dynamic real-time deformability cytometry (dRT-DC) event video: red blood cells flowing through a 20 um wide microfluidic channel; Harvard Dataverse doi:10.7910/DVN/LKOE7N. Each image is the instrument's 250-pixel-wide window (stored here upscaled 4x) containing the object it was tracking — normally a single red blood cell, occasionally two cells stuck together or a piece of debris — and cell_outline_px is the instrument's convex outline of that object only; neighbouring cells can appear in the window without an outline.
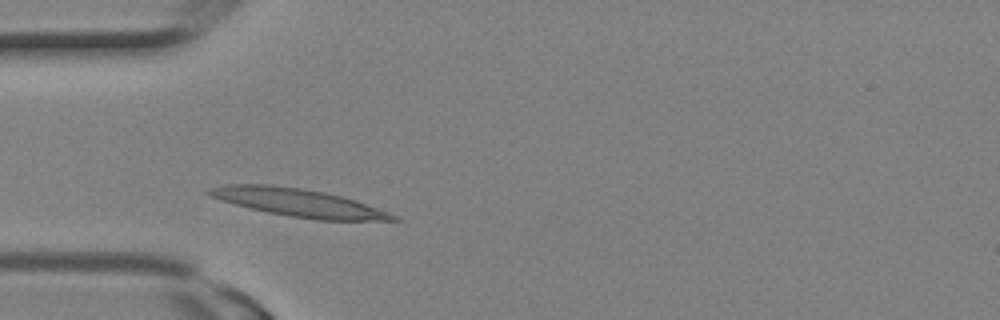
{"species": "Egyptian fruit bat (a non-hibernating species)", "species_latin": "Rousettus aegyptiacus", "temperature_condition": "room temperature", "stored_images_in_passage": 7, "camera_frame_rate_fps": 3000, "um_per_image_px": 0.085, "animal": {"sex": "female"}, "frame": {"image": 1, "passage_image": 4, "time_ms": 1.0, "image_size_px": [1000, 320], "cell_outline_px": [[404, 220], [316, 220], [268, 212], [220, 200], [204, 192], [208, 188], [228, 184], [272, 184], [300, 188], [324, 192], [356, 200], [388, 212]], "centroid_in_image_um": [25.35, 17.21], "position_along_channel_um": 59.6, "area_um2": 29.54}}
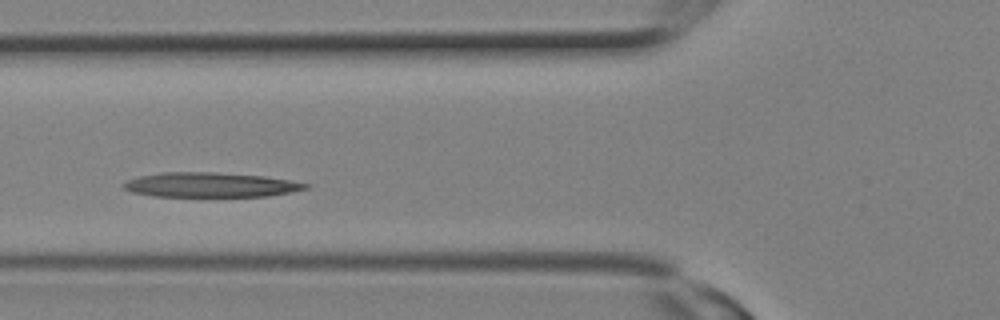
{"frame": {"image": 2, "passage_image": 6, "time_ms": 1.667, "image_size_px": [1000, 320], "cell_outline_px": [[312, 184], [308, 188], [292, 192], [268, 196], [152, 196], [132, 192], [124, 188], [120, 184], [136, 176], [164, 172], [216, 172], [264, 176]], "centroid_in_image_um": [17.87, 15.7], "position_along_channel_um": 107.9, "area_um2": 26.24}}